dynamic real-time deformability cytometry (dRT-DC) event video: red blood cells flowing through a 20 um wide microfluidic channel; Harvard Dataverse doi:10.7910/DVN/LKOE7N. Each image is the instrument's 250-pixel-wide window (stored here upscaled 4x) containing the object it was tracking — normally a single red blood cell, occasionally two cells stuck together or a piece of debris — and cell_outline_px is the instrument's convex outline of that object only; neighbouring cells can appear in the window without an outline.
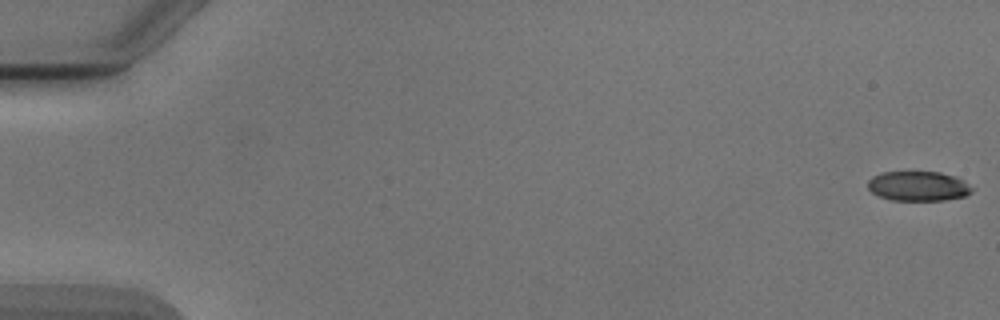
{"species": "Egyptian fruit bat (a non-hibernating species)", "species_latin": "Rousettus aegyptiacus", "temperature_condition": "cold", "stored_images_in_passage": 17, "camera_frame_rate_fps": 3000, "um_per_image_px": 0.085, "animal": {"sex": "male"}, "frame": {"image": 1, "passage_image": 1, "time_ms": 0.0, "image_size_px": [1000, 320], "cell_outline_px": [[976, 188], [972, 192], [964, 196], [944, 200], [892, 200], [880, 196], [872, 192], [868, 188], [868, 180], [872, 176], [880, 172], [940, 172], [956, 176], [964, 180]], "centroid_in_image_um": [78.09, 15.81], "position_along_channel_um": 6.9, "area_um2": 18.21}}
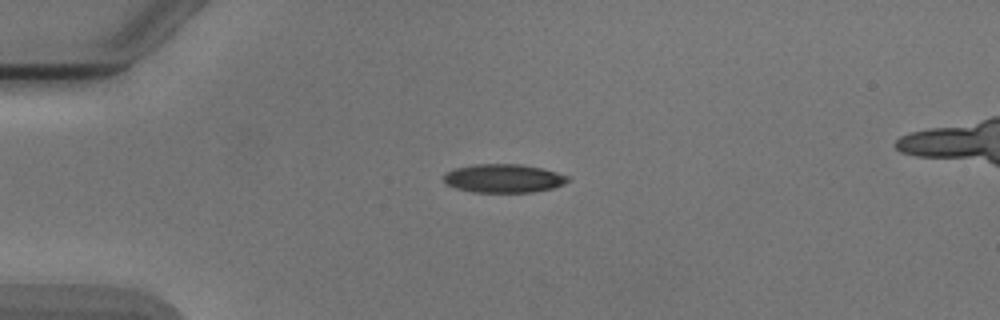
{"frame": {"image": 2, "passage_image": 14, "time_ms": 4.333, "image_size_px": [1000, 320], "cell_outline_px": [[572, 176], [564, 184], [552, 188], [532, 192], [472, 192], [456, 188], [448, 184], [444, 180], [444, 172], [456, 168], [476, 164], [520, 164], [544, 168]], "centroid_in_image_um": [42.85, 15.15], "position_along_channel_um": 42.2, "area_um2": 20.75}}